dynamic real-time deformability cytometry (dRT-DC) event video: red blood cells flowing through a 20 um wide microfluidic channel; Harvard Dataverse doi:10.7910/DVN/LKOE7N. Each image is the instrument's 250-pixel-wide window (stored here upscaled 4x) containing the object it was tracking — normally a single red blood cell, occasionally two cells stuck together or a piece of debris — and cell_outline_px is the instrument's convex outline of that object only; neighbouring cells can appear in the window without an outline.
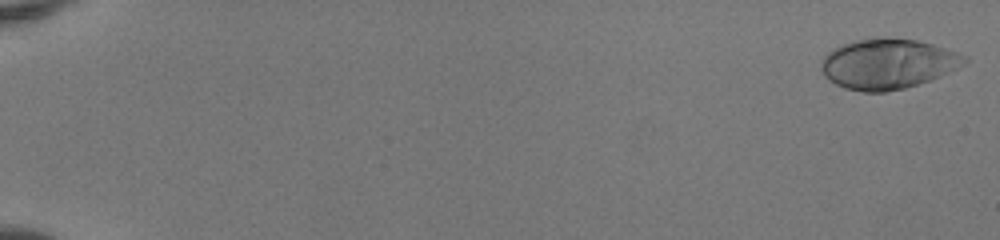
{"species": "human", "species_latin": "Homo sapiens", "temperature_condition": "room temperature", "stored_images_in_passage": 51, "camera_frame_rate_fps": 3000, "um_per_image_px": 0.085, "donor": {"sex": "female"}, "frame": {"image": 1, "passage_image": 1, "time_ms": 0.0, "image_size_px": [1000, 240], "cell_outline_px": [[968, 60], [964, 64], [932, 80], [904, 88], [884, 92], [864, 92], [844, 88], [828, 80], [824, 76], [820, 68], [820, 64], [824, 56], [832, 48], [856, 40], [876, 36], [888, 36], [916, 40], [932, 44], [968, 56]], "centroid_in_image_um": [75.43, 5.41], "position_along_channel_um": 9.6, "area_um2": 42.25}}
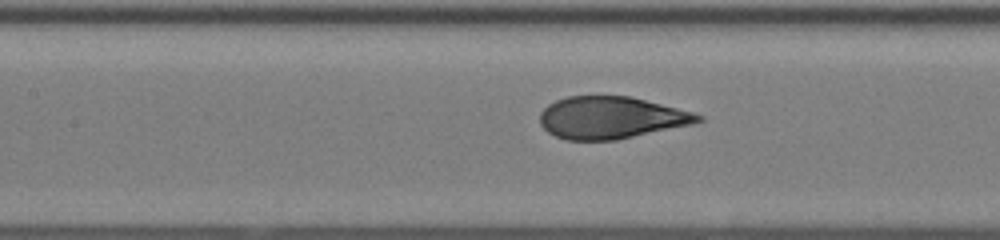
{"frame": {"image": 2, "passage_image": 26, "time_ms": 8.333, "image_size_px": [1000, 240], "cell_outline_px": [[704, 120], [692, 124], [616, 140], [564, 140], [548, 132], [540, 124], [540, 112], [548, 104], [556, 100], [568, 96], [632, 96], [692, 112], [704, 116]], "centroid_in_image_um": [51.92, 10.0], "position_along_channel_um": 155.5, "area_um2": 38.78}}
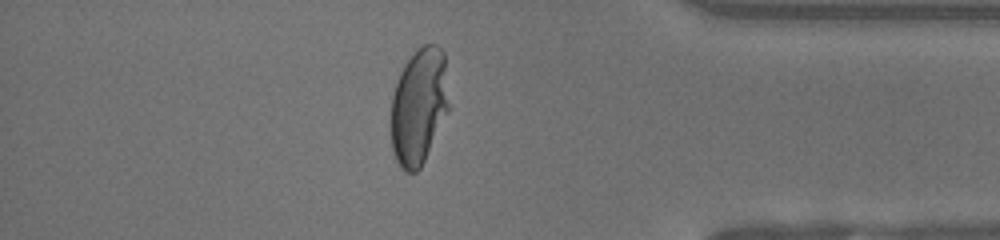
{"frame": {"image": 3, "passage_image": 45, "time_ms": 14.667, "image_size_px": [1000, 240], "cell_outline_px": [[448, 112], [420, 168], [416, 172], [408, 172], [400, 168], [396, 160], [392, 148], [392, 96], [400, 72], [404, 64], [424, 44], [436, 44], [444, 52], [448, 104]], "centroid_in_image_um": [35.6, 9.05], "position_along_channel_um": 399.6, "area_um2": 38.73}, "authors_computed_cell_mechanics": {"area_um2": 39.593, "velocity_mm_per_s": 4.1498, "shape_relaxation_time_tau1_ms": 5.842, "shape_relaxation_time_tau2_ms": null, "deformation_change_tau1": 0.284, "deformation_change_tau2": null}}